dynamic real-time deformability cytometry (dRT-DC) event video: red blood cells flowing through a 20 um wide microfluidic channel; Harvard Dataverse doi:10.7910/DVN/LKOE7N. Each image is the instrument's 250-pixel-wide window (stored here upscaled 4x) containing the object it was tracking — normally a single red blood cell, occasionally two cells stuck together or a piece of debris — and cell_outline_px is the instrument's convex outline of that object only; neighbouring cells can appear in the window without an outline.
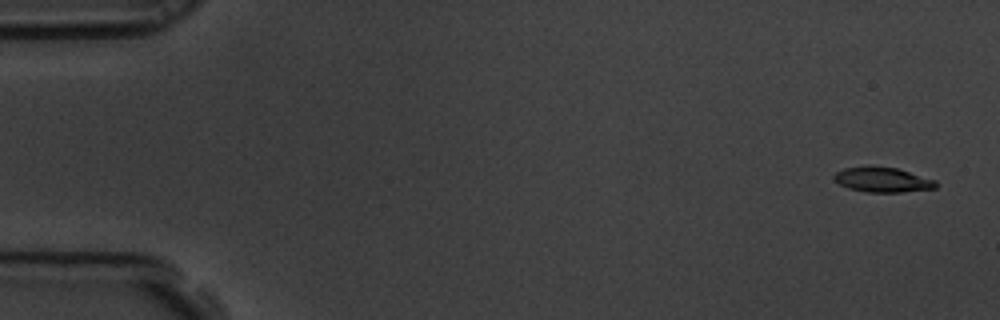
{"species": "common noctule bat (a hibernating species)", "species_latin": "Nyctalus noctula", "temperature_condition": "room temperature", "stored_images_in_passage": 6, "camera_frame_rate_fps": 3000, "um_per_image_px": 0.085, "animal": {"sex": "male", "body_mass_g": 19.5, "forearm_length_mm": 54.6}, "frame": {"image": 1, "passage_image": 1, "time_ms": 0.0, "image_size_px": [1000, 320], "cell_outline_px": [[936, 188], [900, 192], [868, 192], [848, 188], [832, 180], [832, 176], [836, 172], [844, 168], [868, 164], [872, 164], [896, 168], [936, 180]], "centroid_in_image_um": [74.94, 15.24], "position_along_channel_um": 10.1, "area_um2": 15.09}}
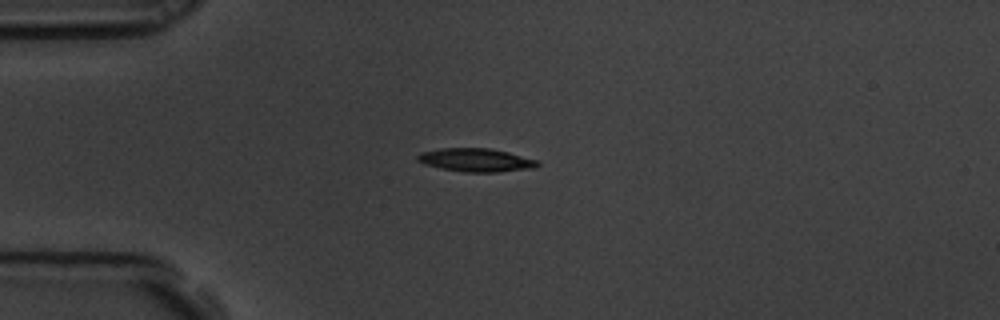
{"frame": {"image": 2, "passage_image": 4, "time_ms": 1.0, "image_size_px": [1000, 320], "cell_outline_px": [[540, 164], [536, 168], [496, 172], [464, 172], [440, 168], [424, 164], [416, 160], [416, 156], [420, 152], [440, 148], [492, 148], [508, 152], [536, 160]], "centroid_in_image_um": [40.43, 13.6], "position_along_channel_um": 44.6, "area_um2": 16.42}}
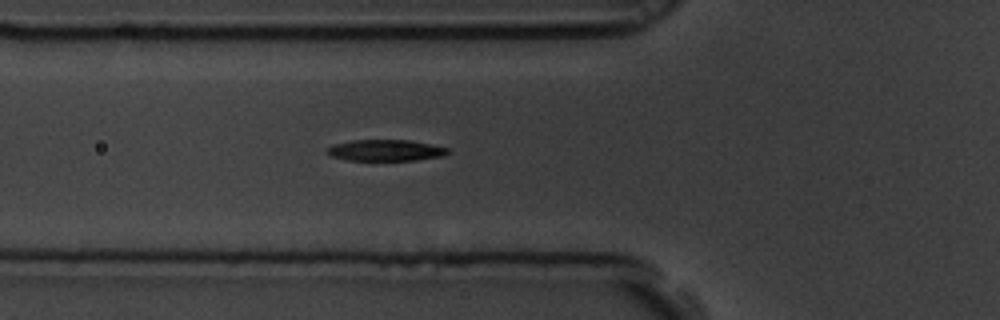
{"frame": {"image": 3, "passage_image": 6, "time_ms": 1.667, "image_size_px": [1000, 320], "cell_outline_px": [[452, 152], [444, 156], [416, 160], [348, 160], [332, 156], [324, 152], [324, 148], [332, 144], [352, 140], [408, 140], [432, 144], [448, 148]], "centroid_in_image_um": [32.76, 12.77], "position_along_channel_um": 93.0, "area_um2": 15.2}}